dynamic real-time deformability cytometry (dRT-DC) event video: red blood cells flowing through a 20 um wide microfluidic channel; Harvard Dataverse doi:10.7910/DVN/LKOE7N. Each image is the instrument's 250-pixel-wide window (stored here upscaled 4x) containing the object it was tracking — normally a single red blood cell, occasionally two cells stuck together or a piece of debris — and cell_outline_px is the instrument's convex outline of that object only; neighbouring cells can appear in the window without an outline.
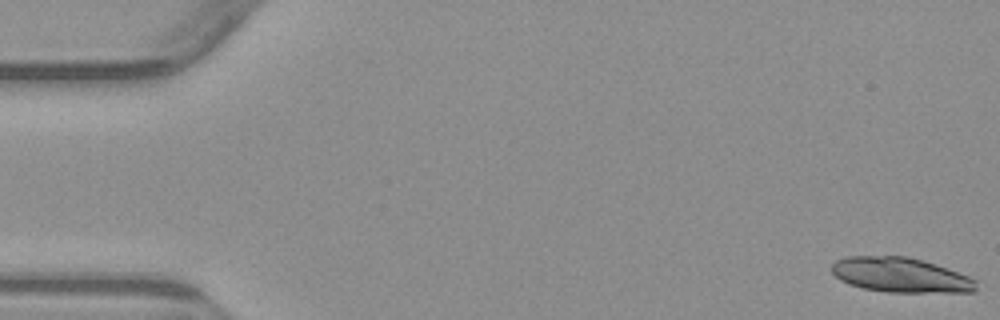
{"species": "common noctule bat (a hibernating species)", "species_latin": "Nyctalus noctula", "temperature_condition": "warm", "stored_images_in_passage": 5, "camera_frame_rate_fps": 3000, "um_per_image_px": 0.085, "animal": {"sex": "male", "body_mass_g": 23.1, "forearm_length_mm": 52.7}, "frame": {"image": 1, "passage_image": 1, "time_ms": 0.0, "image_size_px": [1000, 320], "cell_outline_px": [[976, 292], [884, 292], [864, 288], [848, 284], [840, 280], [832, 272], [832, 264], [836, 260], [844, 256], [904, 256], [920, 260], [968, 276], [976, 280]], "centroid_in_image_um": [76.5, 23.38], "position_along_channel_um": 8.5, "area_um2": 29.02}}
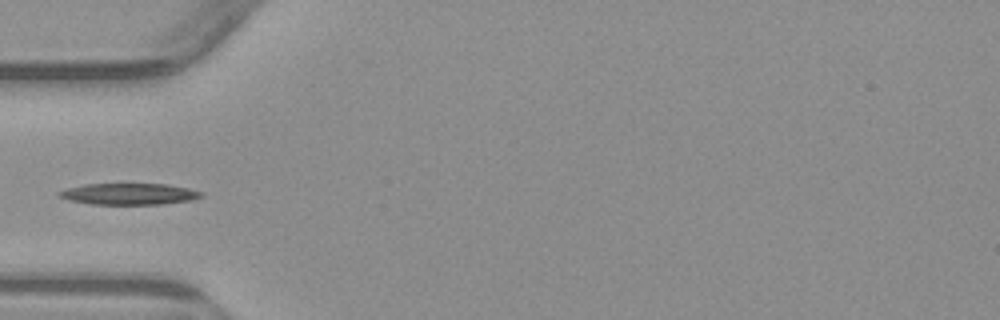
{"frame": {"image": 2, "passage_image": 5, "time_ms": 5.667, "image_size_px": [1000, 320], "cell_outline_px": [[204, 196], [192, 200], [160, 204], [92, 204], [68, 200], [56, 196], [56, 192], [68, 188], [84, 184], [164, 184], [188, 188], [204, 192]], "centroid_in_image_um": [10.95, 16.49], "position_along_channel_um": 74.0, "area_um2": 17.74}}